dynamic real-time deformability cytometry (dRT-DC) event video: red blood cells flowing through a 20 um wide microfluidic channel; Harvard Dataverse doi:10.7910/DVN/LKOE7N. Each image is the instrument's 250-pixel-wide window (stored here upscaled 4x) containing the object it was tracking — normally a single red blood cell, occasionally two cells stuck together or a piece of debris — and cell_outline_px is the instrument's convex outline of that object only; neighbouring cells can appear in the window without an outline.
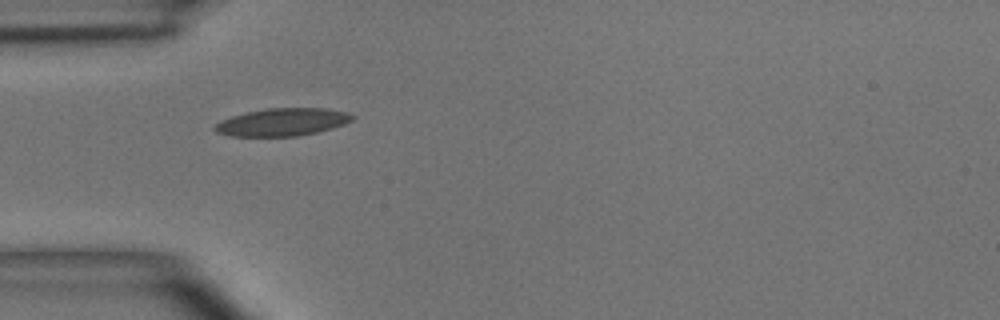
{"species": "common noctule bat (a hibernating species)", "species_latin": "Nyctalus noctula", "temperature_condition": "room temperature", "stored_images_in_passage": 2, "camera_frame_rate_fps": 3000, "um_per_image_px": 0.085, "animal": {"sex": "male", "body_mass_g": 15.6}, "frame": {"image": 1, "passage_image": 1, "time_ms": 0.0, "image_size_px": [1000, 320], "cell_outline_px": [[356, 116], [352, 120], [344, 124], [332, 128], [316, 132], [296, 136], [228, 136], [216, 132], [212, 128], [220, 120], [232, 116], [248, 112], [268, 108], [328, 108], [348, 112]], "centroid_in_image_um": [24.01, 10.37], "position_along_channel_um": 61.0, "area_um2": 22.2}}
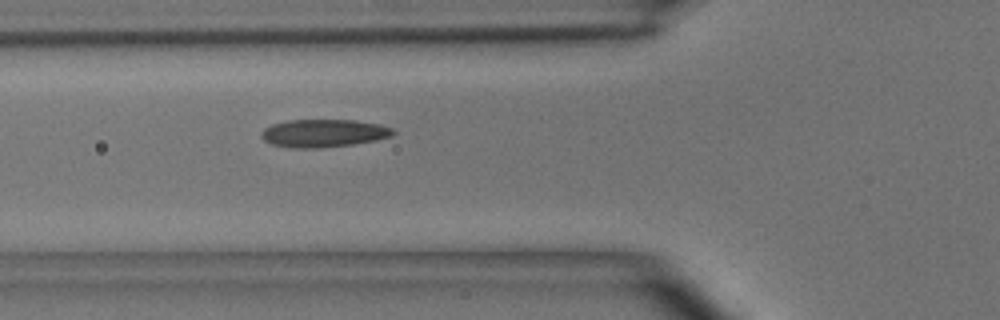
{"frame": {"image": 2, "passage_image": 2, "time_ms": 1.0, "image_size_px": [1000, 320], "cell_outline_px": [[396, 132], [392, 136], [376, 140], [352, 144], [324, 148], [292, 148], [272, 144], [264, 140], [260, 136], [260, 132], [264, 128], [272, 124], [288, 120], [356, 120], [380, 124], [396, 128]], "centroid_in_image_um": [27.53, 11.32], "position_along_channel_um": 98.3, "area_um2": 21.68}}